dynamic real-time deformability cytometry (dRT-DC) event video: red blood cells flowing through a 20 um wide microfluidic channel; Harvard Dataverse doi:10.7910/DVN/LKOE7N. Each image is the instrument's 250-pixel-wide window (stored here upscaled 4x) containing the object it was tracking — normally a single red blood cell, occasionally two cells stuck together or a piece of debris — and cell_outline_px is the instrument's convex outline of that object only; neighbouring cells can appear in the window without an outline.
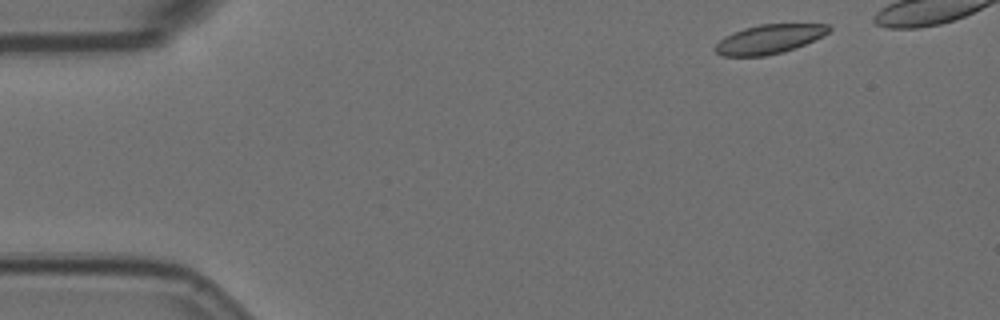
{"species": "Egyptian fruit bat (a non-hibernating species)", "species_latin": "Rousettus aegyptiacus", "temperature_condition": "room temperature", "stored_images_in_passage": 14, "camera_frame_rate_fps": 3000, "um_per_image_px": 0.085, "animal": {"sex": "female"}, "frame": {"image": 1, "passage_image": 1, "time_ms": 0.0, "image_size_px": [1000, 320], "cell_outline_px": [[832, 28], [824, 36], [796, 48], [764, 56], [720, 56], [712, 48], [724, 36], [732, 32], [744, 28], [760, 24], [828, 24]], "centroid_in_image_um": [65.36, 3.32], "position_along_channel_um": 19.6, "area_um2": 19.42}}